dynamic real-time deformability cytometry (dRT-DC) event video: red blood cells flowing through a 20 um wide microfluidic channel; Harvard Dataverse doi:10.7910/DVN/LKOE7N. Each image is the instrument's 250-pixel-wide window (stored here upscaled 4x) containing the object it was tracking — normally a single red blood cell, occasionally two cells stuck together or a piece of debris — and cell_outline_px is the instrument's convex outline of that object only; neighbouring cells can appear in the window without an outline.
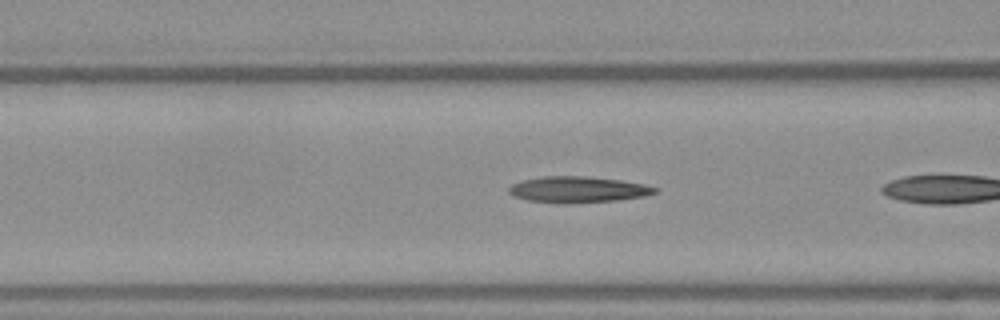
{"species": "Egyptian fruit bat (a non-hibernating species)", "species_latin": "Rousettus aegyptiacus", "temperature_condition": "warm", "stored_images_in_passage": 5, "camera_frame_rate_fps": 3000, "um_per_image_px": 0.085, "frame": {"image": 1, "passage_image": 4, "time_ms": 1.0, "image_size_px": [1000, 320], "cell_outline_px": [[656, 192], [644, 196], [616, 200], [564, 204], [528, 200], [512, 196], [508, 192], [508, 188], [512, 184], [524, 180], [544, 176], [584, 176], [620, 180], [644, 184], [656, 188]], "centroid_in_image_um": [49.08, 16.11], "position_along_channel_um": 117.5, "area_um2": 22.08}}